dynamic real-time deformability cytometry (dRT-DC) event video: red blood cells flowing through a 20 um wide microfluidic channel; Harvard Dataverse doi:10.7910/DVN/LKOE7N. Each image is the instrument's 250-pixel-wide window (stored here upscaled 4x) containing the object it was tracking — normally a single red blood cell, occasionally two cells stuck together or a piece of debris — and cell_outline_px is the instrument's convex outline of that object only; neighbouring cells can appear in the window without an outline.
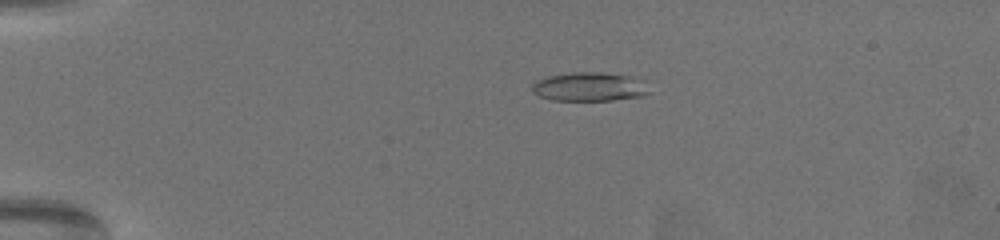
{"species": "common noctule bat (a hibernating species)", "species_latin": "Nyctalus noctula", "temperature_condition": "warm", "stored_images_in_passage": 64, "camera_frame_rate_fps": 3000, "um_per_image_px": 0.085, "animal": {"sex": "female", "body_mass_g": 19.5, "forearm_length_mm": 54.1}, "frame": {"image": 1, "passage_image": 15, "time_ms": 4.667, "image_size_px": [1000, 240], "cell_outline_px": [[652, 92], [640, 96], [612, 100], [552, 100], [540, 96], [532, 92], [532, 84], [536, 80], [548, 76], [572, 72], [600, 72], [628, 76], [648, 80]], "centroid_in_image_um": [50.17, 7.37], "position_along_channel_um": 34.8, "area_um2": 20.0}}
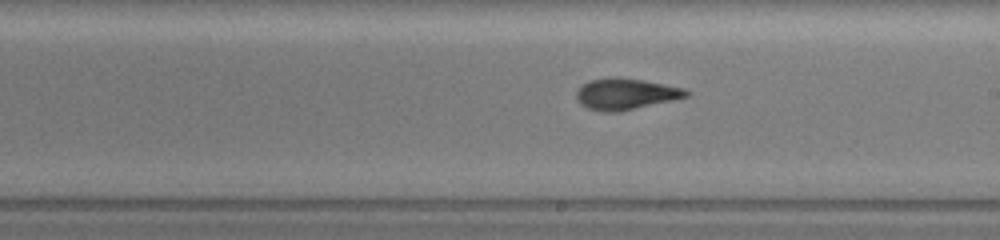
{"frame": {"image": 2, "passage_image": 39, "time_ms": 12.667, "image_size_px": [1000, 240], "cell_outline_px": [[692, 92], [688, 96], [672, 100], [620, 112], [604, 112], [588, 108], [580, 104], [576, 100], [576, 92], [580, 84], [588, 80], [608, 76], [616, 76], [664, 84], [684, 88]], "centroid_in_image_um": [53.13, 7.97], "position_along_channel_um": 235.9, "area_um2": 20.29}}
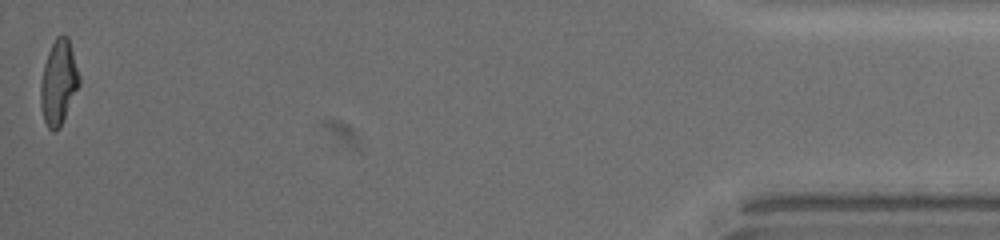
{"frame": {"image": 3, "passage_image": 64, "time_ms": 21.0, "image_size_px": [1000, 240], "cell_outline_px": [[80, 84], [60, 128], [56, 132], [52, 132], [48, 128], [44, 120], [40, 104], [40, 84], [44, 64], [48, 52], [56, 36], [68, 36], [80, 76]], "centroid_in_image_um": [4.98, 7.04], "position_along_channel_um": 430.2, "area_um2": 19.13}, "authors_computed_cell_mechanics": {"area_um2": 19.652, "velocity_mm_per_s": 3.3409, "shape_relaxation_time_tau1_ms": 5.9604, "shape_relaxation_time_tau2_ms": 1.6107, "deformation_change_tau1": 0.228, "deformation_change_tau2": 0.0826}}